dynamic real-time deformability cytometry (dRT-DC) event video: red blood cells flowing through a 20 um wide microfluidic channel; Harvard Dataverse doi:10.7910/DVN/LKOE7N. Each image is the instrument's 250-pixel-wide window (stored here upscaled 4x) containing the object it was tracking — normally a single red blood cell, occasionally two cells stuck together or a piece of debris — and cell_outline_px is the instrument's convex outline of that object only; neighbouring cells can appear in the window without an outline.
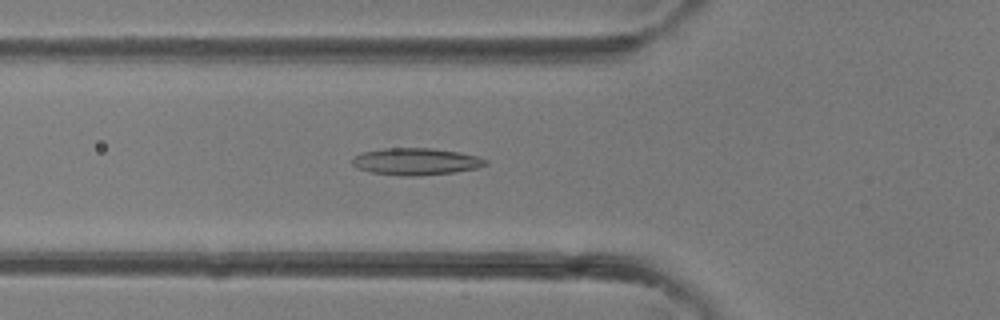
{"species": "common noctule bat (a hibernating species)", "species_latin": "Nyctalus noctula", "temperature_condition": "room temperature", "stored_images_in_passage": 39, "camera_frame_rate_fps": 3000, "um_per_image_px": 0.085, "animal": {"sex": "female"}, "frame": {"image": 1, "passage_image": 13, "time_ms": 4.0, "image_size_px": [1000, 320], "cell_outline_px": [[488, 164], [476, 168], [456, 172], [420, 176], [404, 176], [372, 172], [356, 168], [352, 164], [352, 156], [360, 152], [384, 148], [432, 148], [460, 152], [476, 156], [488, 160]], "centroid_in_image_um": [35.33, 13.73], "position_along_channel_um": 90.5, "area_um2": 21.15}}
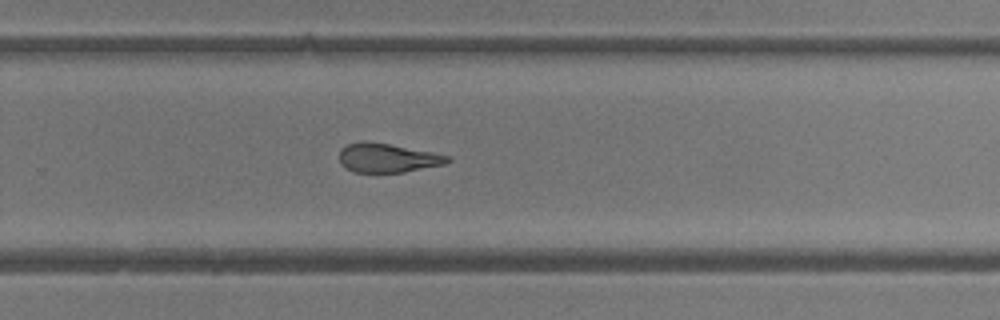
{"frame": {"image": 2, "passage_image": 25, "time_ms": 8.0, "image_size_px": [1000, 320], "cell_outline_px": [[452, 160], [444, 164], [404, 172], [356, 172], [340, 164], [340, 148], [348, 144], [360, 140], [388, 144], [432, 152], [452, 156]], "centroid_in_image_um": [32.95, 13.41], "position_along_channel_um": 296.9, "area_um2": 18.21}}
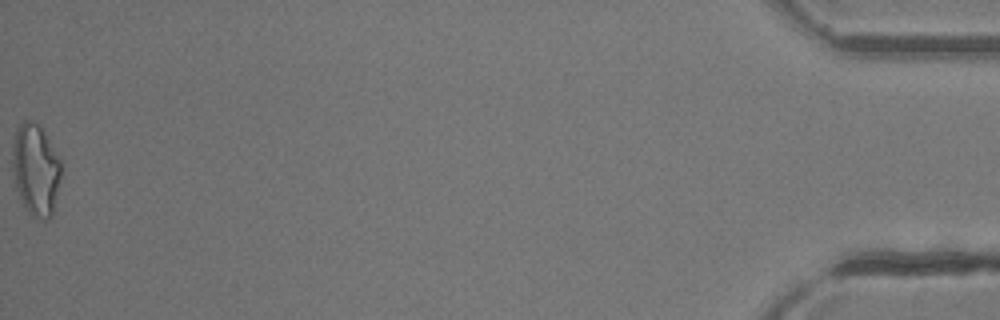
{"frame": {"image": 3, "passage_image": 39, "time_ms": 12.667, "image_size_px": [1000, 320], "cell_outline_px": [[60, 180], [52, 216], [48, 220], [44, 220], [32, 216], [28, 212], [16, 188], [12, 176], [12, 144], [16, 124], [24, 120], [32, 120], [44, 132], [60, 160]], "centroid_in_image_um": [3.0, 14.41], "position_along_channel_um": 432.2, "area_um2": 26.13}}